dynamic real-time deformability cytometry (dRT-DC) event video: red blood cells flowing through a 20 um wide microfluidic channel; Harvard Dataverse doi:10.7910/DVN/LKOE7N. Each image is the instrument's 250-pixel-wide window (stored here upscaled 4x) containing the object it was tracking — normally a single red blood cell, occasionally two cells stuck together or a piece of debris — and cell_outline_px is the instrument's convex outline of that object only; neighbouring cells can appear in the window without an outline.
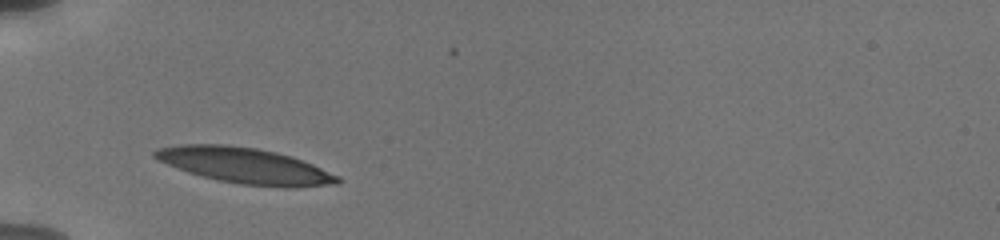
{"species": "human", "species_latin": "Homo sapiens", "temperature_condition": "cold", "stored_images_in_passage": 30, "camera_frame_rate_fps": 3000, "um_per_image_px": 0.085, "donor": {"sex": "male"}, "frame": {"image": 1, "passage_image": 2, "time_ms": 0.667, "image_size_px": [1000, 240], "cell_outline_px": [[344, 180], [340, 184], [296, 188], [280, 188], [240, 184], [220, 180], [188, 172], [168, 164], [152, 156], [152, 152], [156, 148], [180, 144], [220, 144], [256, 148], [276, 152], [292, 156], [312, 164], [340, 176]], "centroid_in_image_um": [20.9, 14.09], "position_along_channel_um": 64.1, "area_um2": 38.26}}
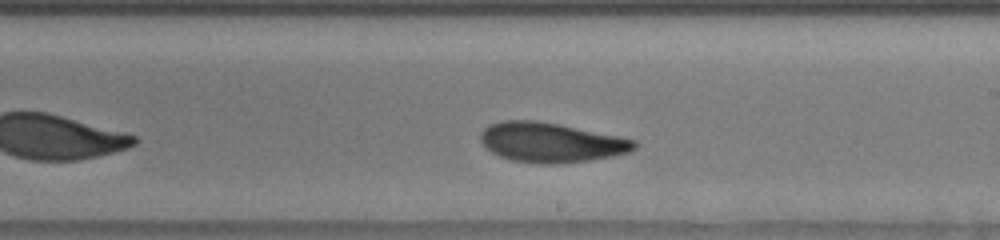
{"frame": {"image": 2, "passage_image": 17, "time_ms": 5.667, "image_size_px": [1000, 240], "cell_outline_px": [[636, 148], [628, 152], [612, 156], [588, 160], [556, 164], [540, 164], [512, 160], [500, 156], [492, 152], [480, 140], [480, 132], [488, 124], [504, 120], [536, 120], [560, 124], [620, 136], [636, 140]], "centroid_in_image_um": [46.82, 12.09], "position_along_channel_um": 242.2, "area_um2": 35.6}}
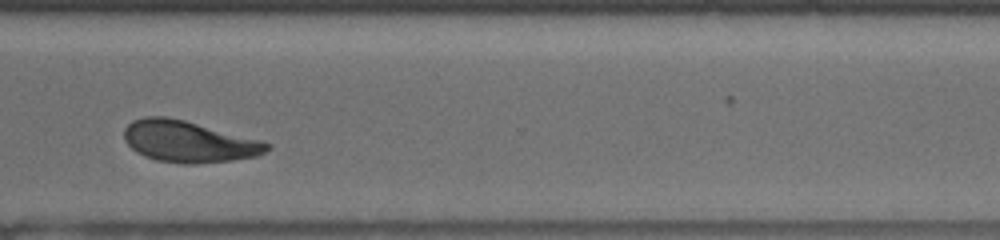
{"frame": {"image": 3, "passage_image": 25, "time_ms": 8.667, "image_size_px": [1000, 240], "cell_outline_px": [[272, 144], [264, 152], [256, 156], [232, 160], [192, 164], [184, 164], [156, 160], [144, 156], [136, 152], [124, 140], [124, 128], [132, 120], [144, 116], [164, 116], [184, 120], [264, 140]], "centroid_in_image_um": [16.03, 12.02], "position_along_channel_um": 354.6, "area_um2": 34.62}, "authors_computed_cell_mechanics": {"area_um2": 35.4025, "velocity_mm_per_s": 3.7295, "shape_relaxation_time_tau1_ms": 5.7857, "shape_relaxation_time_tau2_ms": 2.7158, "deformation_change_tau1": 0.1617, "deformation_change_tau2": 0.0891}}